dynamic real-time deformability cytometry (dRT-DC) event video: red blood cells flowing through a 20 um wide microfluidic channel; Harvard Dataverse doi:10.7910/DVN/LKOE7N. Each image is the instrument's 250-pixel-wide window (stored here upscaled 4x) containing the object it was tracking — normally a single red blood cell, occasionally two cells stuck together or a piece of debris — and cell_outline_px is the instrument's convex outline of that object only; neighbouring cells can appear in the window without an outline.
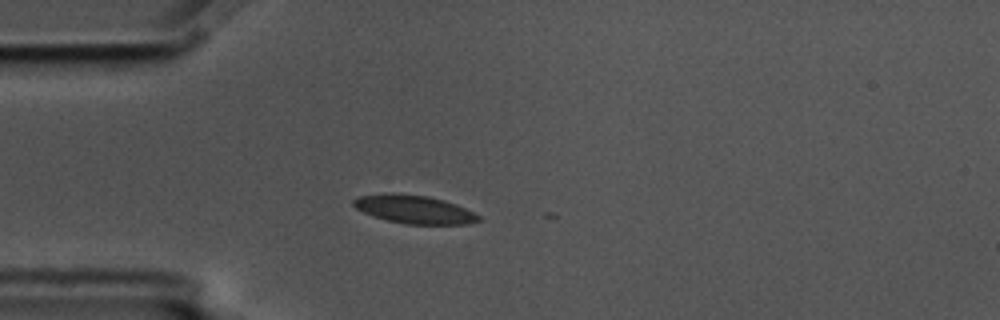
{"species": "common noctule bat (a hibernating species)", "species_latin": "Nyctalus noctula", "temperature_condition": "cold", "stored_images_in_passage": 6, "camera_frame_rate_fps": 3000, "um_per_image_px": 0.085, "animal": {"sex": "male", "body_mass_g": 17.5, "forearm_length_mm": 52.3}, "frame": {"image": 1, "passage_image": 1, "time_ms": 0.0, "image_size_px": [1000, 320], "cell_outline_px": [[480, 220], [468, 224], [404, 224], [388, 220], [364, 212], [356, 208], [352, 204], [352, 200], [360, 196], [428, 196], [444, 200], [456, 204], [480, 216]], "centroid_in_image_um": [35.29, 17.85], "position_along_channel_um": 49.7, "area_um2": 19.48}}